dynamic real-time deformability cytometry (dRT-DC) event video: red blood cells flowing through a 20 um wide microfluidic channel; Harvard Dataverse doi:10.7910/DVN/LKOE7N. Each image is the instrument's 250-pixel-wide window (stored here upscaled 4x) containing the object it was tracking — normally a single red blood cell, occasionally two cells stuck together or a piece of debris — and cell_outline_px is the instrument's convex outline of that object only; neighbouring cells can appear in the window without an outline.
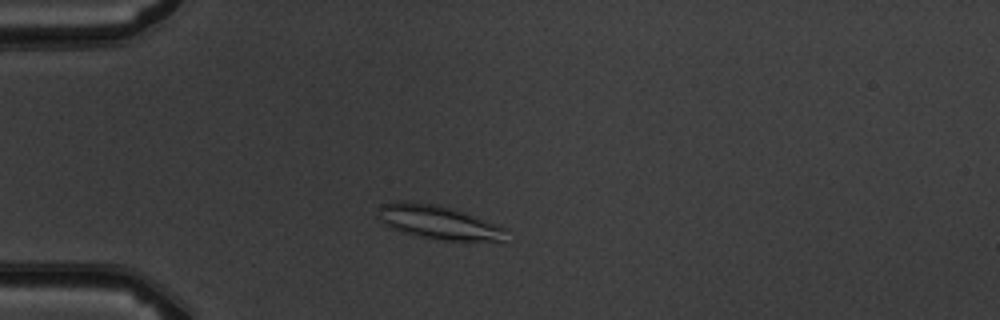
{"species": "common noctule bat (a hibernating species)", "species_latin": "Nyctalus noctula", "temperature_condition": "warm", "stored_images_in_passage": 4, "camera_frame_rate_fps": 3000, "um_per_image_px": 0.085, "animal": {"sex": "male", "body_mass_g": 19.5, "forearm_length_mm": 54.6}, "frame": {"image": 1, "passage_image": 1, "time_ms": 0.0, "image_size_px": [1000, 320], "cell_outline_px": [[508, 228], [504, 244], [500, 244], [440, 240], [420, 236], [404, 232], [392, 228], [384, 224], [376, 216], [380, 204], [396, 200], [408, 200], [440, 204], [464, 212]], "centroid_in_image_um": [37.36, 18.91], "position_along_channel_um": 47.6, "area_um2": 26.47}}
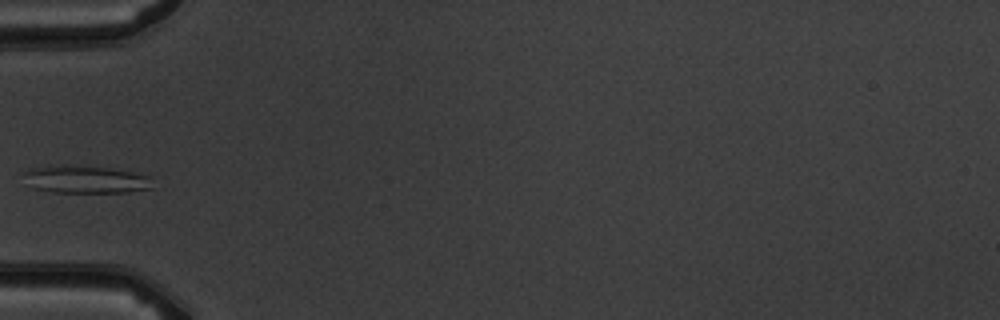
{"frame": {"image": 2, "passage_image": 2, "time_ms": 1.333, "image_size_px": [1000, 320], "cell_outline_px": [[152, 188], [128, 192], [52, 192], [32, 188], [20, 172], [28, 168], [48, 164], [108, 168], [132, 172], [148, 176]], "centroid_in_image_um": [7.14, 15.24], "position_along_channel_um": 77.9, "area_um2": 20.81}}
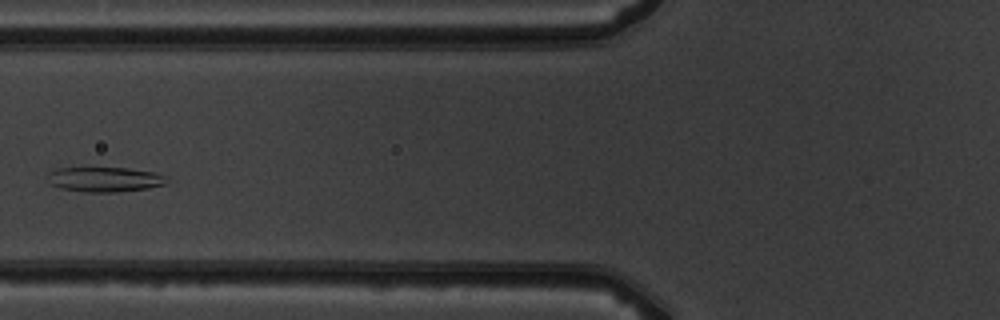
{"frame": {"image": 3, "passage_image": 3, "time_ms": 2.333, "image_size_px": [1000, 320], "cell_outline_px": [[172, 180], [164, 184], [148, 188], [116, 192], [84, 192], [60, 188], [52, 184], [52, 172], [56, 168], [128, 168], [156, 172]], "centroid_in_image_um": [9.02, 15.25], "position_along_channel_um": 116.8, "area_um2": 16.99}}